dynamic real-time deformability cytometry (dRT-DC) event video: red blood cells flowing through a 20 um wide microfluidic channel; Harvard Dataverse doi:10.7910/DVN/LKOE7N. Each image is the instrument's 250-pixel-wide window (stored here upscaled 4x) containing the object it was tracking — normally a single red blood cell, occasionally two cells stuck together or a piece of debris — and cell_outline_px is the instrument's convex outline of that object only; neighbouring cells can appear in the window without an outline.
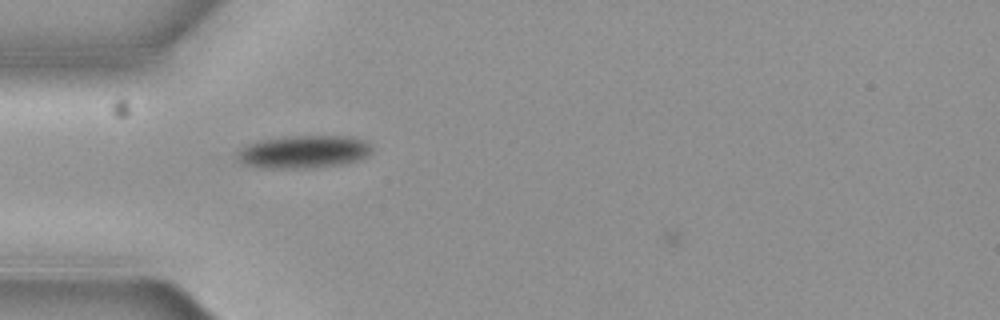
{"species": "common noctule bat (a hibernating species)", "species_latin": "Nyctalus noctula", "temperature_condition": "cold", "stored_images_in_passage": 2, "camera_frame_rate_fps": 3000, "um_per_image_px": 0.085, "animal": {"sex": "female", "body_mass_g": 19.3, "forearm_length_mm": 54.1}, "frame": {"image": 1, "passage_image": 2, "time_ms": 0.333, "image_size_px": [1000, 320], "cell_outline_px": [[372, 148], [368, 156], [356, 160], [340, 164], [304, 168], [260, 168], [244, 164], [236, 156], [236, 152], [240, 148], [248, 144], [260, 140], [284, 136], [348, 136], [364, 140]], "centroid_in_image_um": [25.76, 12.89], "position_along_channel_um": 59.2, "area_um2": 25.66}}